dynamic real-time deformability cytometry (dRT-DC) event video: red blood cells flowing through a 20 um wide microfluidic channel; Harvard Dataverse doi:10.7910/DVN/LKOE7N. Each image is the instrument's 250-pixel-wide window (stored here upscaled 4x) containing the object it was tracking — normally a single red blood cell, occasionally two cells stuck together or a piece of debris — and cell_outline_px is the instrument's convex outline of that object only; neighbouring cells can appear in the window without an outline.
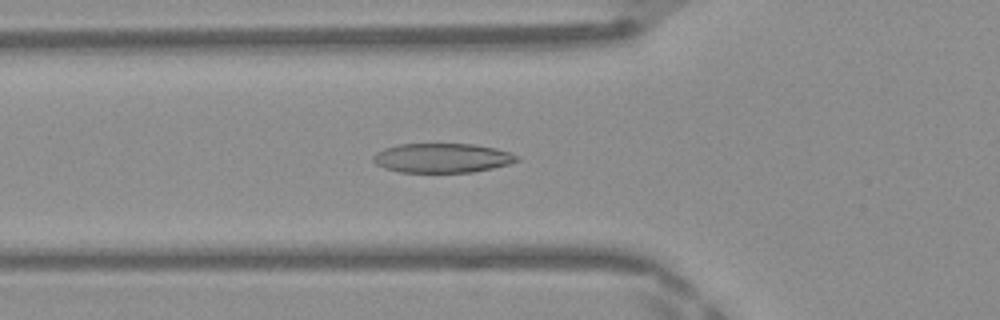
{"species": "Egyptian fruit bat (a non-hibernating species)", "species_latin": "Rousettus aegyptiacus", "temperature_condition": "warm", "stored_images_in_passage": 35, "camera_frame_rate_fps": 3000, "um_per_image_px": 0.085, "frame": {"image": 1, "passage_image": 9, "time_ms": 2.667, "image_size_px": [1000, 320], "cell_outline_px": [[520, 160], [508, 164], [492, 168], [472, 172], [400, 172], [384, 168], [376, 164], [372, 160], [372, 156], [376, 152], [384, 148], [400, 144], [476, 144], [496, 148], [520, 156]], "centroid_in_image_um": [37.58, 13.42], "position_along_channel_um": 88.2, "area_um2": 24.68}}
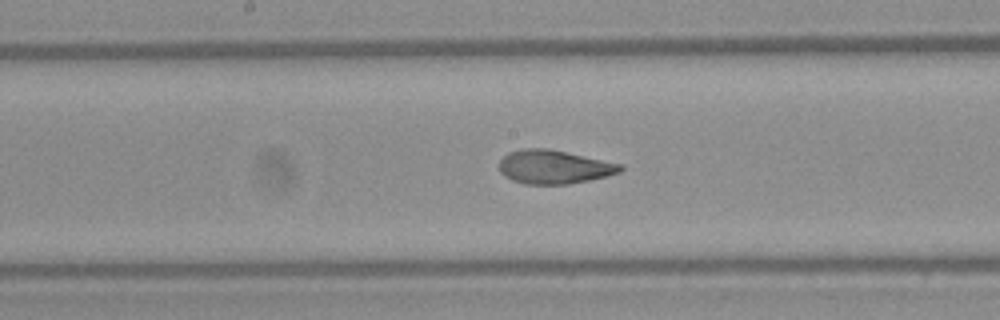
{"frame": {"image": 2, "passage_image": 17, "time_ms": 5.333, "image_size_px": [1000, 320], "cell_outline_px": [[624, 168], [620, 172], [588, 180], [568, 184], [524, 184], [512, 180], [504, 176], [500, 172], [500, 160], [508, 152], [524, 148], [548, 148], [624, 164]], "centroid_in_image_um": [47.09, 14.18], "position_along_channel_um": 201.1, "area_um2": 23.81}}
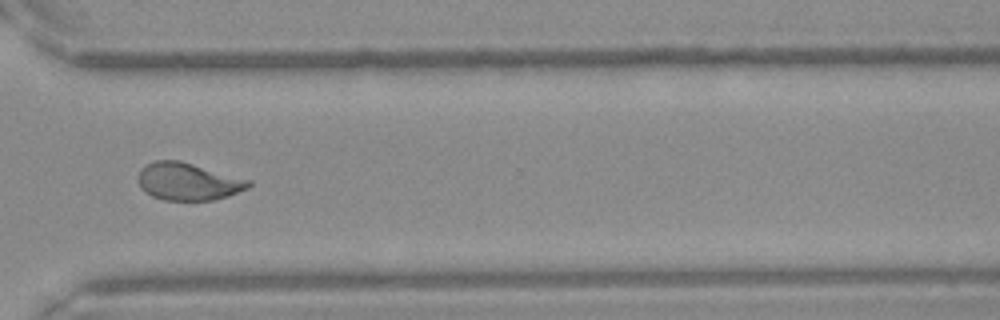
{"frame": {"image": 3, "passage_image": 28, "time_ms": 9.0, "image_size_px": [1000, 320], "cell_outline_px": [[252, 184], [248, 188], [228, 196], [212, 200], [164, 200], [152, 196], [144, 192], [140, 188], [136, 180], [140, 168], [152, 160], [180, 160], [252, 180]], "centroid_in_image_um": [15.95, 15.42], "position_along_channel_um": 354.6, "area_um2": 24.51}, "authors_computed_cell_mechanics": {"area_um2": 24.3338, "velocity_mm_per_s": 4.1928, "shape_relaxation_time_tau1_ms": 7.1627, "shape_relaxation_time_tau2_ms": 1.1213, "deformation_change_tau1": 0.2248, "deformation_change_tau2": 0.0775}}